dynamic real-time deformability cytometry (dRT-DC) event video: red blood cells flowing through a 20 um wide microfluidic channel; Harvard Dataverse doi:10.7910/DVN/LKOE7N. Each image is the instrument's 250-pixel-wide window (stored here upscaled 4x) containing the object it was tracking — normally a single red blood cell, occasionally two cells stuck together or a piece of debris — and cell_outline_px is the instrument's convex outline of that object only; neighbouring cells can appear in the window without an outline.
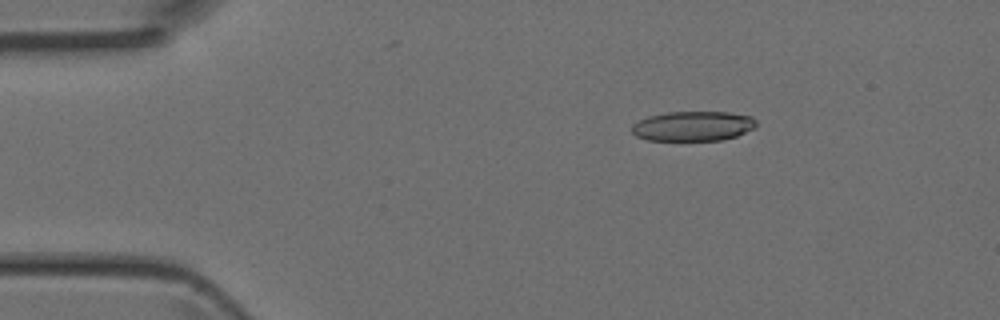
{"species": "Egyptian fruit bat (a non-hibernating species)", "species_latin": "Rousettus aegyptiacus", "temperature_condition": "room temperature", "stored_images_in_passage": 5, "camera_frame_rate_fps": 3000, "um_per_image_px": 0.085, "animal": {"sex": "female"}, "frame": {"image": 1, "passage_image": 3, "time_ms": 0.667, "image_size_px": [1000, 320], "cell_outline_px": [[756, 128], [736, 136], [724, 140], [648, 140], [636, 136], [632, 132], [632, 124], [648, 116], [668, 112], [728, 112], [752, 116], [756, 120]], "centroid_in_image_um": [58.93, 10.72], "position_along_channel_um": 26.1, "area_um2": 21.68}}
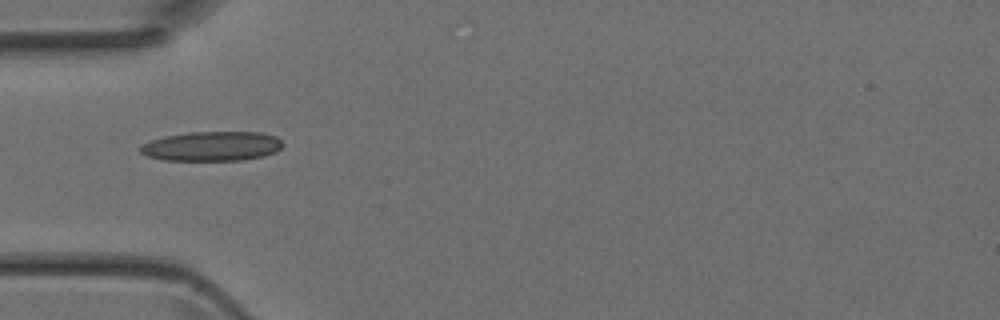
{"frame": {"image": 2, "passage_image": 5, "time_ms": 1.333, "image_size_px": [1000, 320], "cell_outline_px": [[284, 144], [276, 152], [264, 156], [240, 160], [164, 160], [148, 156], [140, 152], [140, 144], [152, 140], [168, 136], [188, 132], [260, 132], [276, 136]], "centroid_in_image_um": [18.03, 12.42], "position_along_channel_um": 67.0, "area_um2": 24.45}}